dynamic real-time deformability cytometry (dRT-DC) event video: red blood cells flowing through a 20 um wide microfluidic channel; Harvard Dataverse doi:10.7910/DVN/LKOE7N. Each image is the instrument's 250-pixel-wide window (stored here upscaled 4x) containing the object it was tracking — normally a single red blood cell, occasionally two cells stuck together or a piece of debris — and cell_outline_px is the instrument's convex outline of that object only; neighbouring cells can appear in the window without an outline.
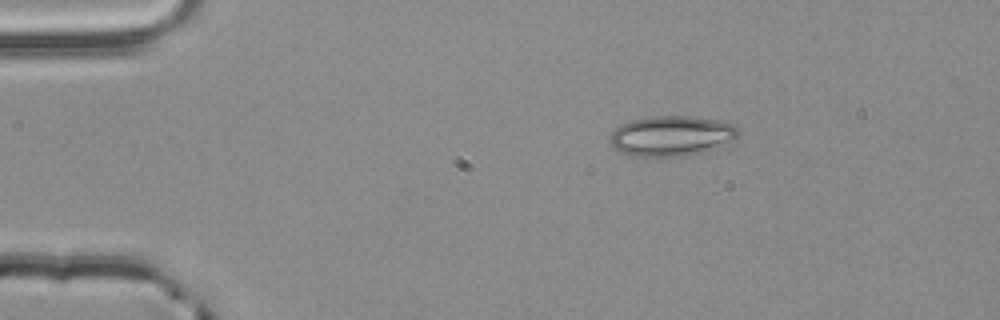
{"species": "common noctule bat (a hibernating species)", "species_latin": "Nyctalus noctula", "temperature_condition": "room temperature", "stored_images_in_passage": 2, "camera_frame_rate_fps": 3000, "um_per_image_px": 0.085, "animal": {"sex": "male", "body_mass_g": 20.4}, "frame": {"image": 1, "passage_image": 1, "time_ms": 0.0, "image_size_px": [1000, 320], "cell_outline_px": [[740, 132], [732, 140], [716, 148], [700, 152], [676, 156], [632, 156], [620, 152], [612, 144], [612, 132], [620, 124], [632, 120], [652, 116], [692, 116], [716, 120], [732, 124]], "centroid_in_image_um": [57.07, 11.54], "position_along_channel_um": 27.9, "area_um2": 29.54}}